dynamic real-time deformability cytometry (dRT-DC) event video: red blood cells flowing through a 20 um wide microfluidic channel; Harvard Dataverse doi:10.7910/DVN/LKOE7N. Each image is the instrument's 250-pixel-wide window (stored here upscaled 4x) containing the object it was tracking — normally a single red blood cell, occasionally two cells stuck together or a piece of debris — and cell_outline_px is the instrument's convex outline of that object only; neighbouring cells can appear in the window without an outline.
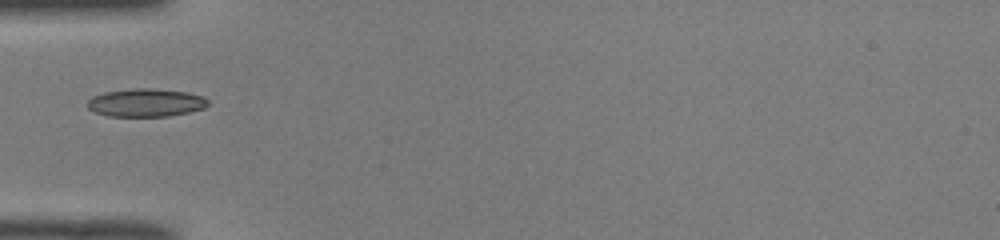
{"species": "common noctule bat (a hibernating species)", "species_latin": "Nyctalus noctula", "temperature_condition": "room temperature", "stored_images_in_passage": 21, "camera_frame_rate_fps": 3000, "um_per_image_px": 0.085, "animal": {"sex": "male", "body_mass_g": 19.0, "forearm_length_mm": 50.8}, "frame": {"image": 1, "passage_image": 1, "time_ms": 0.0, "image_size_px": [1000, 240], "cell_outline_px": [[208, 104], [204, 108], [188, 112], [168, 116], [108, 116], [96, 112], [88, 108], [88, 100], [92, 96], [104, 92], [132, 88], [156, 88], [188, 92], [204, 96], [208, 100]], "centroid_in_image_um": [12.41, 8.71], "position_along_channel_um": 72.6, "area_um2": 19.83}}